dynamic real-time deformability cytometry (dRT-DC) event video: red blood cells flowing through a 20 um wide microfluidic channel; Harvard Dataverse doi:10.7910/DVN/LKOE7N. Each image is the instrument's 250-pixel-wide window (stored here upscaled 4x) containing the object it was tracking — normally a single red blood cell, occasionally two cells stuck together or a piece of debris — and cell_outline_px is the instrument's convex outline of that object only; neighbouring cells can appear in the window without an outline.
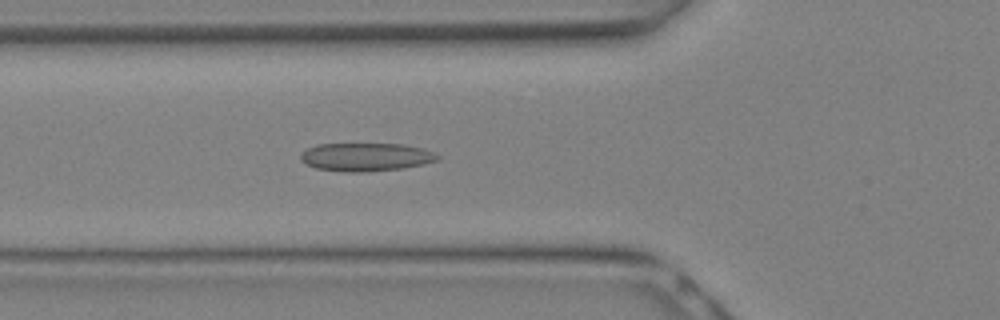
{"species": "Egyptian fruit bat (a non-hibernating species)", "species_latin": "Rousettus aegyptiacus", "temperature_condition": "warm", "stored_images_in_passage": 21, "camera_frame_rate_fps": 3000, "um_per_image_px": 0.085, "animal": {"sex": "female"}, "frame": {"image": 1, "passage_image": 3, "time_ms": 0.667, "image_size_px": [1000, 320], "cell_outline_px": [[440, 156], [436, 160], [420, 164], [400, 168], [316, 168], [308, 164], [300, 156], [308, 148], [320, 144], [400, 144], [420, 148]], "centroid_in_image_um": [31.12, 13.27], "position_along_channel_um": 94.7, "area_um2": 20.35}}
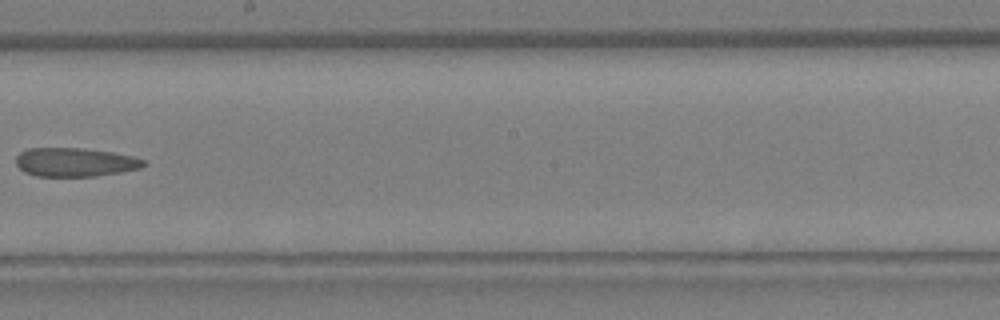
{"frame": {"image": 2, "passage_image": 9, "time_ms": 2.667, "image_size_px": [1000, 320], "cell_outline_px": [[148, 164], [140, 168], [92, 176], [40, 176], [28, 172], [20, 168], [16, 164], [16, 156], [20, 152], [32, 148], [80, 148], [112, 152], [132, 156], [144, 160]], "centroid_in_image_um": [6.38, 13.77], "position_along_channel_um": 241.8, "area_um2": 20.98}}
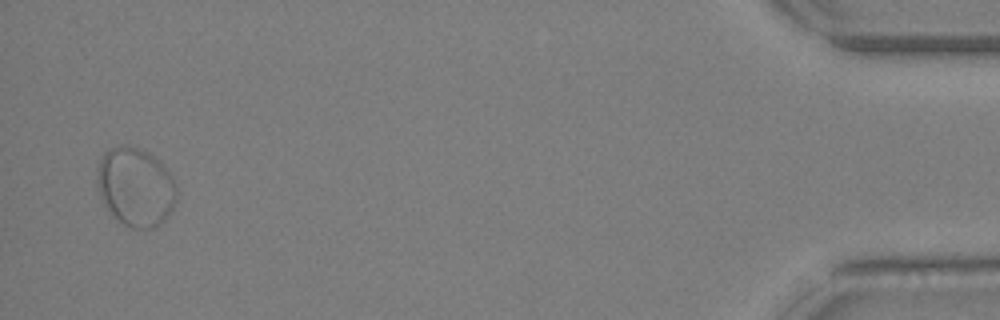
{"frame": {"image": 3, "passage_image": 20, "time_ms": 6.333, "image_size_px": [1000, 320], "cell_outline_px": [[164, 172], [132, 224], [128, 224], [120, 220], [112, 212], [100, 188], [100, 164], [104, 156], [108, 152], [116, 148], [136, 148], [144, 152]], "centroid_in_image_um": [10.88, 15.41], "position_along_channel_um": 424.3, "area_um2": 23.7}}